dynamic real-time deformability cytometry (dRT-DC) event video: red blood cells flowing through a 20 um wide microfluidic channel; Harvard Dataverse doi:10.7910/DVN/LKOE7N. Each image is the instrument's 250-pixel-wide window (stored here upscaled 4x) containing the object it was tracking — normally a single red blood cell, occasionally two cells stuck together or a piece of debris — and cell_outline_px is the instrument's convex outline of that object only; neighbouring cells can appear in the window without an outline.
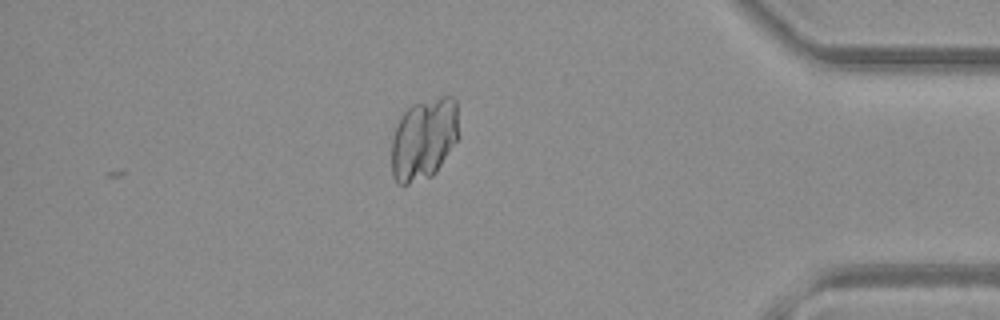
{"species": "common noctule bat (a hibernating species)", "species_latin": "Nyctalus noctula", "temperature_condition": "warm", "stored_images_in_passage": 37, "camera_frame_rate_fps": 3000, "um_per_image_px": 0.085, "animal": {"sex": "female", "body_mass_g": 19.3, "forearm_length_mm": 54.1}, "frame": {"image": 1, "passage_image": 31, "time_ms": 10.0, "image_size_px": [1000, 320], "cell_outline_px": [[460, 136], [436, 172], [432, 176], [408, 184], [396, 184], [392, 176], [392, 140], [396, 124], [400, 116], [412, 104], [440, 96], [452, 96], [456, 100]], "centroid_in_image_um": [36.04, 11.8], "position_along_channel_um": 399.2, "area_um2": 32.48}}